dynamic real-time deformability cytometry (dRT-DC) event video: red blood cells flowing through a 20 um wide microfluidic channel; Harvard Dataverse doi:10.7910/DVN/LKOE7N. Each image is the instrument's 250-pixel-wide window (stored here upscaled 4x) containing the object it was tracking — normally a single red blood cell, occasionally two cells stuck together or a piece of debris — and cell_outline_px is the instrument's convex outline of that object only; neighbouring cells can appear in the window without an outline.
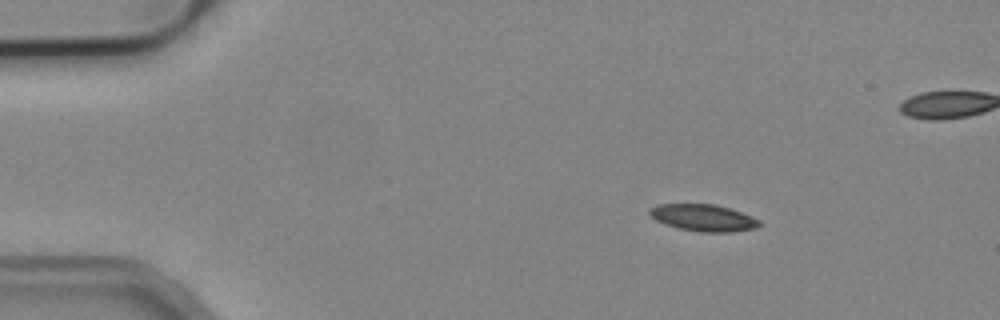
{"species": "common noctule bat (a hibernating species)", "species_latin": "Nyctalus noctula", "temperature_condition": "cold", "stored_images_in_passage": 4, "camera_frame_rate_fps": 3000, "um_per_image_px": 0.085, "animal": {"sex": "male", "body_mass_g": 19.2, "forearm_length_mm": 51.8}, "frame": {"image": 1, "passage_image": 1, "time_ms": 0.0, "image_size_px": [1000, 320], "cell_outline_px": [[764, 224], [756, 228], [732, 232], [700, 232], [680, 228], [664, 224], [656, 220], [648, 212], [648, 208], [656, 204], [716, 204], [752, 216], [760, 220]], "centroid_in_image_um": [59.8, 18.51], "position_along_channel_um": 25.2, "area_um2": 17.28}}